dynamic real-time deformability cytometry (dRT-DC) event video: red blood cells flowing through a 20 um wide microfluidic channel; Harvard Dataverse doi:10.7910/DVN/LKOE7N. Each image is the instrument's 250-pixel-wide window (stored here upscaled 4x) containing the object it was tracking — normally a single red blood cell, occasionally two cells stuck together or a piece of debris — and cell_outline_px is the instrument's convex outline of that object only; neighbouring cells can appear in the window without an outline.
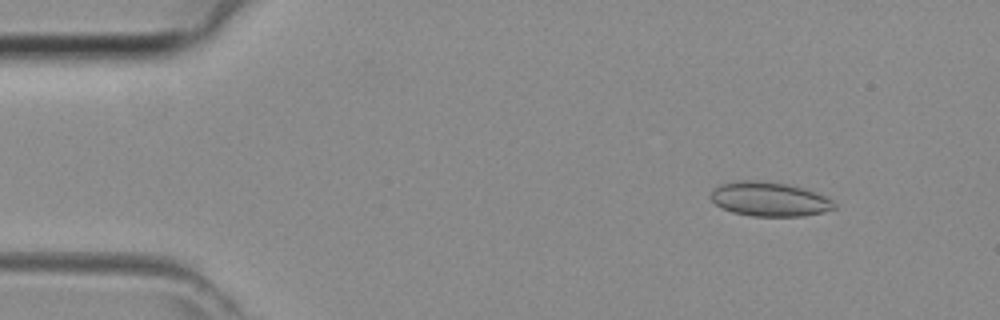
{"species": "common noctule bat (a hibernating species)", "species_latin": "Nyctalus noctula", "temperature_condition": "room temperature", "stored_images_in_passage": 44, "camera_frame_rate_fps": 3000, "um_per_image_px": 0.085, "animal": {"sex": "female", "body_mass_g": 29.2, "forearm_length_mm": 56.3}, "frame": {"image": 1, "passage_image": 5, "time_ms": 1.333, "image_size_px": [1000, 320], "cell_outline_px": [[836, 208], [824, 212], [804, 216], [752, 216], [732, 212], [716, 204], [712, 200], [712, 192], [716, 188], [724, 184], [740, 180], [752, 180], [784, 184], [804, 188], [824, 196], [832, 200], [836, 204]], "centroid_in_image_um": [65.45, 16.95], "position_along_channel_um": 19.6, "area_um2": 24.22}}
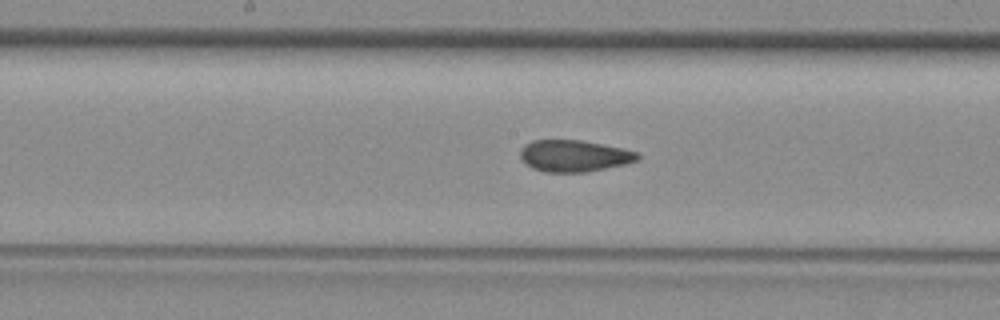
{"frame": {"image": 2, "passage_image": 22, "time_ms": 7.0, "image_size_px": [1000, 320], "cell_outline_px": [[640, 156], [636, 160], [624, 164], [584, 172], [544, 172], [532, 168], [520, 156], [520, 148], [524, 144], [532, 140], [580, 140], [624, 148], [636, 152]], "centroid_in_image_um": [48.76, 13.24], "position_along_channel_um": 199.4, "area_um2": 21.44}}
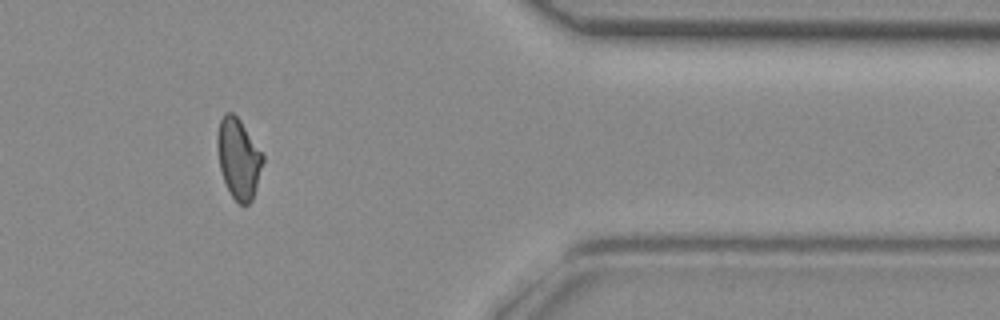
{"frame": {"image": 3, "passage_image": 36, "time_ms": 11.667, "image_size_px": [1000, 320], "cell_outline_px": [[264, 160], [252, 200], [248, 204], [240, 204], [232, 196], [224, 180], [220, 168], [216, 144], [216, 136], [220, 120], [224, 112], [232, 112], [240, 120], [264, 156]], "centroid_in_image_um": [20.26, 13.44], "position_along_channel_um": 391.1, "area_um2": 21.04}}